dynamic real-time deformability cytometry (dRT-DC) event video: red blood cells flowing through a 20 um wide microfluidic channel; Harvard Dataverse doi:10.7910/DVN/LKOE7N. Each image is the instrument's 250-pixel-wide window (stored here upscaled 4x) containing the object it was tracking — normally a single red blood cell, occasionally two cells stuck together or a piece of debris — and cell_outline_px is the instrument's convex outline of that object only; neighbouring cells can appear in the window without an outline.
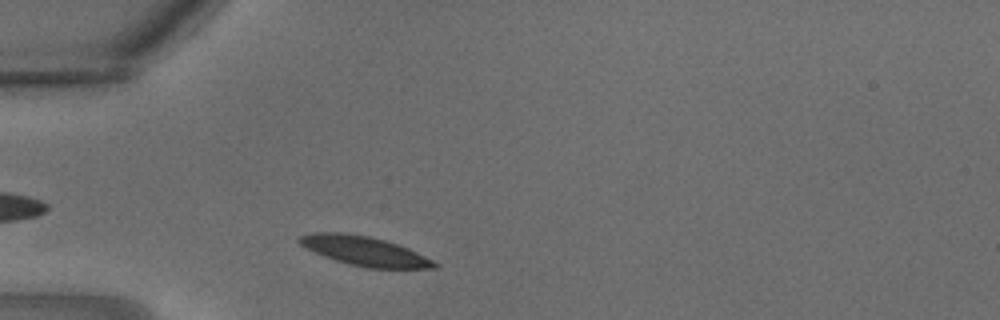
{"species": "common noctule bat (a hibernating species)", "species_latin": "Nyctalus noctula", "temperature_condition": "warm", "stored_images_in_passage": 24, "camera_frame_rate_fps": 3000, "um_per_image_px": 0.085, "animal": {"sex": "male", "body_mass_g": 18.8}, "frame": {"image": 1, "passage_image": 2, "time_ms": 0.333, "image_size_px": [1000, 320], "cell_outline_px": [[440, 264], [436, 268], [368, 268], [348, 264], [324, 256], [300, 244], [296, 240], [296, 236], [312, 232], [344, 232], [368, 236], [384, 240], [408, 248]], "centroid_in_image_um": [30.94, 21.32], "position_along_channel_um": 54.1, "area_um2": 22.95}}
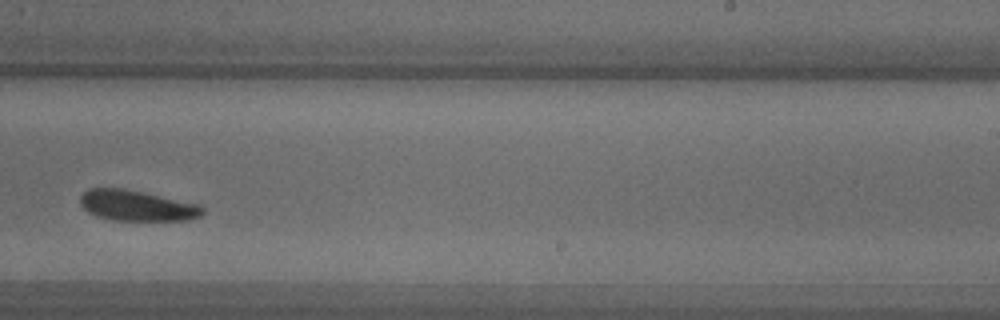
{"frame": {"image": 2, "passage_image": 13, "time_ms": 4.0, "image_size_px": [1000, 320], "cell_outline_px": [[204, 212], [200, 216], [188, 220], [112, 220], [96, 216], [88, 212], [80, 204], [80, 196], [88, 188], [124, 188], [200, 204], [204, 208]], "centroid_in_image_um": [11.63, 17.47], "position_along_channel_um": 277.4, "area_um2": 21.91}}
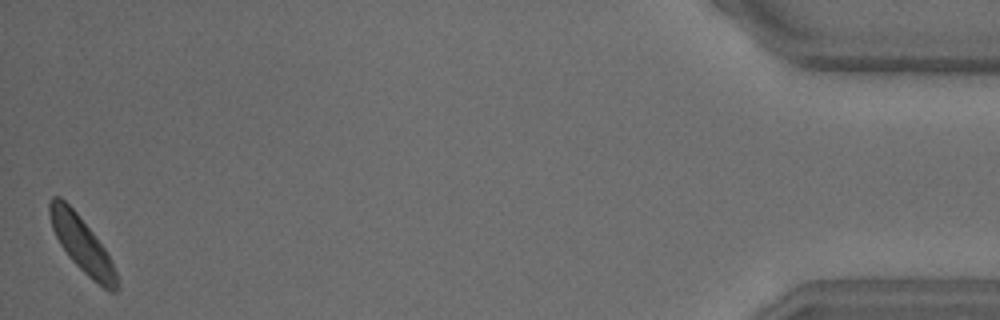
{"frame": {"image": 3, "passage_image": 24, "time_ms": 7.667, "image_size_px": [1000, 320], "cell_outline_px": [[120, 288], [116, 292], [108, 292], [92, 280], [68, 256], [60, 244], [52, 228], [48, 212], [48, 204], [52, 196], [60, 196], [76, 212], [92, 232], [104, 248], [116, 272], [120, 284]], "centroid_in_image_um": [6.97, 20.81], "position_along_channel_um": 428.2, "area_um2": 21.5}}